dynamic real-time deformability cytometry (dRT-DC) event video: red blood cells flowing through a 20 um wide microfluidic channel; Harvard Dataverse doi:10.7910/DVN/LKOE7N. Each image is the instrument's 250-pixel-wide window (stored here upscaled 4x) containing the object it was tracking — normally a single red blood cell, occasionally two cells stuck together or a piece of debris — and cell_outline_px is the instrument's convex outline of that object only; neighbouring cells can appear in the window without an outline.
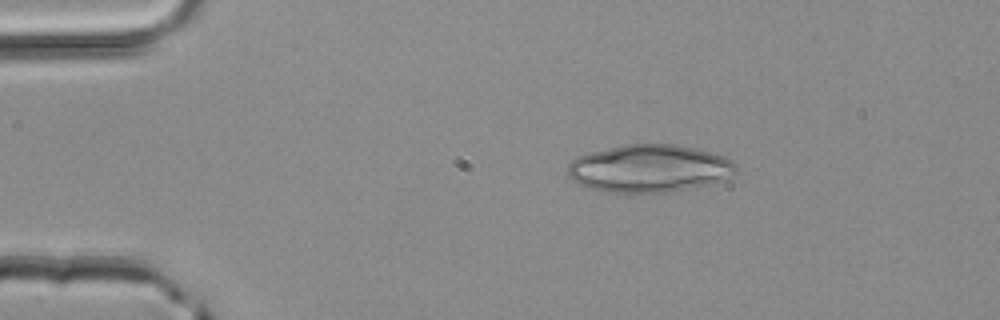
{"species": "common noctule bat (a hibernating species)", "species_latin": "Nyctalus noctula", "temperature_condition": "room temperature", "stored_images_in_passage": 2, "camera_frame_rate_fps": 3000, "um_per_image_px": 0.085, "animal": {"sex": "male", "body_mass_g": 20.4}, "frame": {"image": 1, "passage_image": 1, "time_ms": 0.0, "image_size_px": [1000, 320], "cell_outline_px": [[736, 172], [724, 180], [708, 184], [672, 192], [608, 192], [592, 188], [580, 184], [572, 180], [568, 176], [568, 164], [576, 156], [588, 152], [620, 144], [676, 144], [696, 148], [712, 152], [724, 156], [732, 160], [736, 164]], "centroid_in_image_um": [55.19, 14.3], "position_along_channel_um": 29.8, "area_um2": 47.05}}